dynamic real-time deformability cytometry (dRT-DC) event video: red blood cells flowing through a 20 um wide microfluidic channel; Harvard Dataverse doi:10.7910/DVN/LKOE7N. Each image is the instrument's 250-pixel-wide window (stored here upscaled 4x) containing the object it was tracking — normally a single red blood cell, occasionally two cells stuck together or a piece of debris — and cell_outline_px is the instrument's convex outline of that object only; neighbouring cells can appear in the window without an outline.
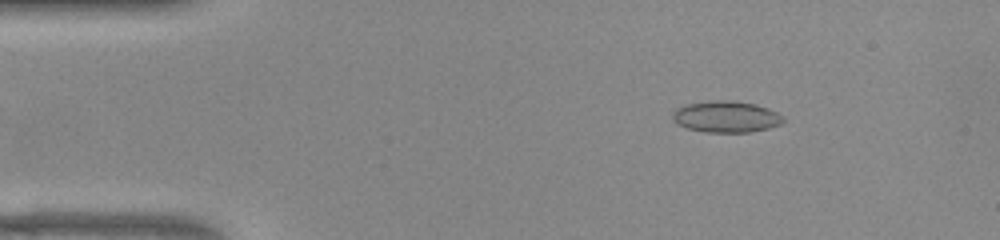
{"species": "common noctule bat (a hibernating species)", "species_latin": "Nyctalus noctula", "temperature_condition": "warm", "stored_images_in_passage": 51, "camera_frame_rate_fps": 3000, "um_per_image_px": 0.085, "animal": {"sex": "female", "body_mass_g": 22.0, "forearm_length_mm": 56.7}, "frame": {"image": 1, "passage_image": 7, "time_ms": 2.0, "image_size_px": [1000, 240], "cell_outline_px": [[784, 120], [780, 124], [768, 128], [748, 132], [704, 132], [688, 128], [676, 124], [672, 120], [672, 112], [676, 108], [684, 104], [712, 100], [732, 100], [756, 104], [768, 108], [784, 116]], "centroid_in_image_um": [61.68, 9.91], "position_along_channel_um": 23.3, "area_um2": 20.46}}
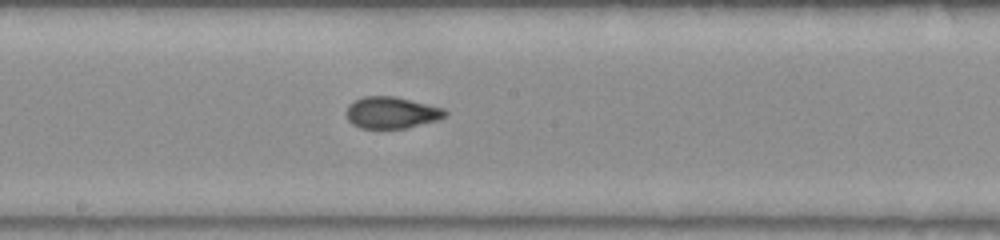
{"frame": {"image": 2, "passage_image": 27, "time_ms": 8.667, "image_size_px": [1000, 240], "cell_outline_px": [[448, 116], [436, 120], [408, 128], [360, 128], [352, 124], [348, 120], [348, 104], [364, 96], [396, 96], [444, 108], [448, 112]], "centroid_in_image_um": [33.32, 9.57], "position_along_channel_um": 214.9, "area_um2": 18.21}}
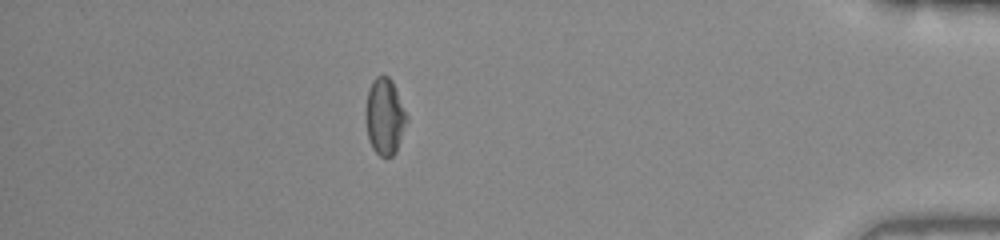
{"frame": {"image": 3, "passage_image": 45, "time_ms": 14.667, "image_size_px": [1000, 240], "cell_outline_px": [[408, 120], [396, 152], [392, 156], [380, 156], [372, 148], [368, 136], [364, 112], [368, 92], [372, 80], [376, 76], [388, 76], [392, 80], [408, 116]], "centroid_in_image_um": [32.7, 9.9], "position_along_channel_um": 402.5, "area_um2": 18.38}, "authors_computed_cell_mechanics": {"area_um2": 18.6694, "velocity_mm_per_s": 3.9167, "shape_relaxation_time_tau1_ms": null, "shape_relaxation_time_tau2_ms": 1.5189, "deformation_change_tau1": null, "deformation_change_tau2": 0.0701}}